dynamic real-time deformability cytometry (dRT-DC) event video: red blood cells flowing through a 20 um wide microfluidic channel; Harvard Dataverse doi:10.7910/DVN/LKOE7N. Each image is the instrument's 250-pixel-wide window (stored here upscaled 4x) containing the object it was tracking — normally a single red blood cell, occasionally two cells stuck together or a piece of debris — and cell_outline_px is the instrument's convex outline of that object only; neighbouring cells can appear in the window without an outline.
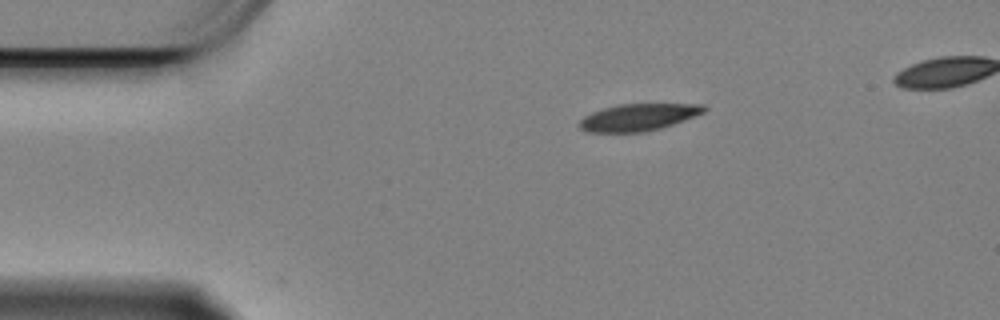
{"species": "Egyptian fruit bat (a non-hibernating species)", "species_latin": "Rousettus aegyptiacus", "temperature_condition": "cold", "stored_images_in_passage": 46, "camera_frame_rate_fps": 3000, "um_per_image_px": 0.085, "animal": {"sex": "female"}, "frame": {"image": 1, "passage_image": 1, "time_ms": 0.0, "image_size_px": [1000, 320], "cell_outline_px": [[708, 108], [704, 112], [672, 124], [660, 128], [644, 132], [588, 132], [580, 128], [580, 120], [584, 116], [592, 112], [604, 108], [620, 104], [704, 104]], "centroid_in_image_um": [54.26, 9.96], "position_along_channel_um": 30.7, "area_um2": 19.36}}
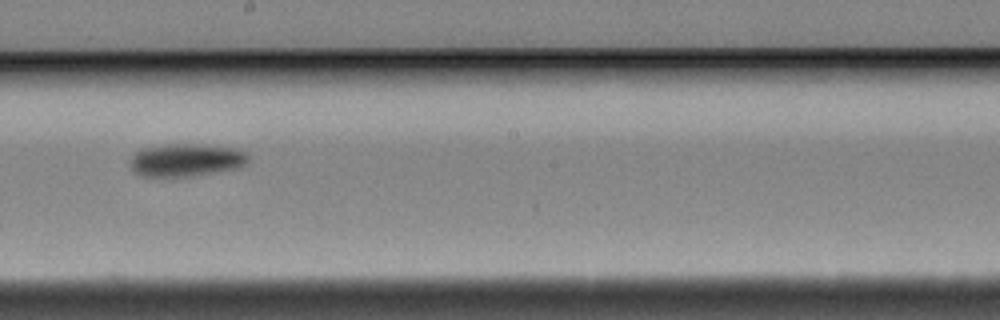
{"frame": {"image": 2, "passage_image": 23, "time_ms": 7.333, "image_size_px": [1000, 320], "cell_outline_px": [[248, 160], [240, 168], [188, 176], [140, 176], [132, 168], [132, 156], [140, 148], [168, 144], [196, 144], [236, 148], [244, 152], [248, 156]], "centroid_in_image_um": [15.83, 13.59], "position_along_channel_um": 232.4, "area_um2": 22.31}}
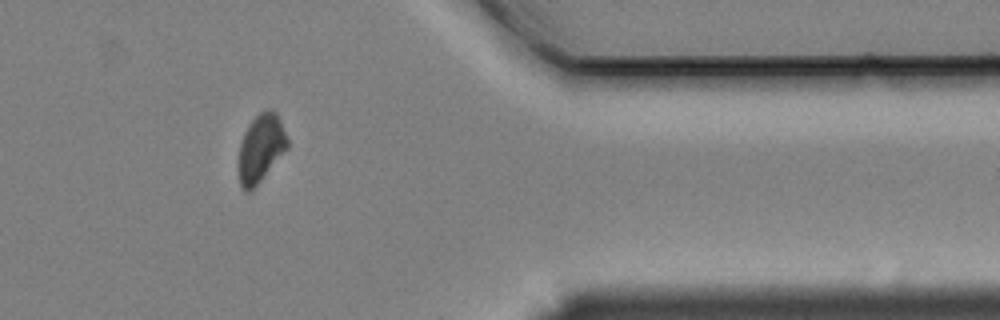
{"frame": {"image": 3, "passage_image": 39, "time_ms": 12.667, "image_size_px": [1000, 320], "cell_outline_px": [[288, 148], [260, 180], [248, 192], [244, 192], [240, 184], [240, 144], [244, 132], [252, 120], [260, 112], [268, 108], [272, 108], [276, 112], [280, 120], [288, 140]], "centroid_in_image_um": [22.19, 12.54], "position_along_channel_um": 389.2, "area_um2": 18.79}}